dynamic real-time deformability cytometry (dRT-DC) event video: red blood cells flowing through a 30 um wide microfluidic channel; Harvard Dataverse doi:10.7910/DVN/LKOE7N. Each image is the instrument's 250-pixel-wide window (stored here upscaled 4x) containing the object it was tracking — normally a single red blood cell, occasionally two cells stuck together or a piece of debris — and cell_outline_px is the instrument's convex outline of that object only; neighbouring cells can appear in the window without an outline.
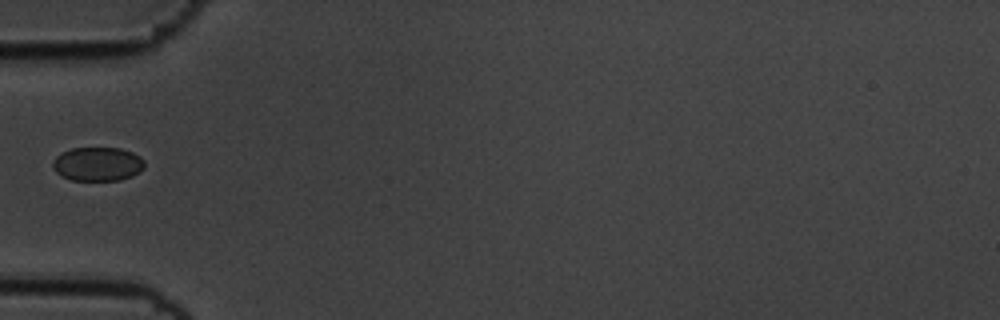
{"species": "common noctule bat (a hibernating species)", "species_latin": "Nyctalus noctula", "temperature_condition": "cold", "stored_images_in_passage": 38, "camera_frame_rate_fps": 3000, "um_per_image_px": 0.085, "animal": {"sex": "male", "body_mass_g": 19.5, "forearm_length_mm": 54.6}, "frame": {"image": 1, "passage_image": 1, "time_ms": 0.0, "image_size_px": [1000, 320], "cell_outline_px": [[144, 168], [132, 176], [120, 180], [72, 180], [56, 172], [52, 168], [52, 160], [60, 152], [72, 148], [120, 148], [132, 152], [140, 156], [144, 160]], "centroid_in_image_um": [8.29, 13.93], "position_along_channel_um": 76.7, "area_um2": 18.21}}
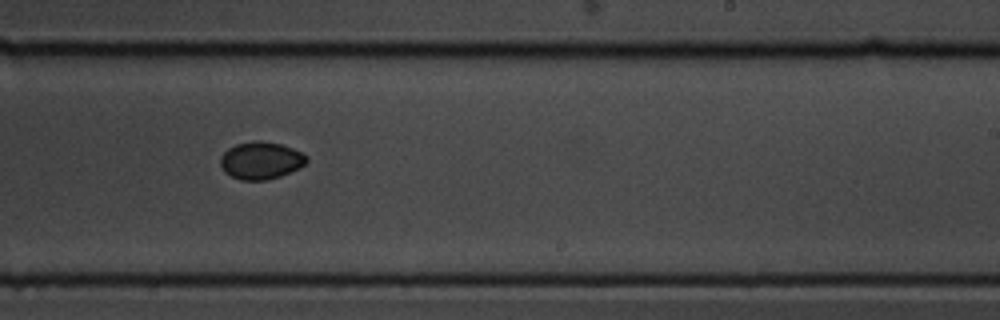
{"frame": {"image": 2, "passage_image": 17, "time_ms": 5.333, "image_size_px": [1000, 320], "cell_outline_px": [[308, 160], [300, 168], [280, 176], [268, 180], [240, 180], [224, 172], [220, 164], [220, 156], [228, 148], [236, 144], [256, 140], [260, 140], [280, 144], [292, 148], [308, 156]], "centroid_in_image_um": [22.17, 13.64], "position_along_channel_um": 266.8, "area_um2": 18.84}}
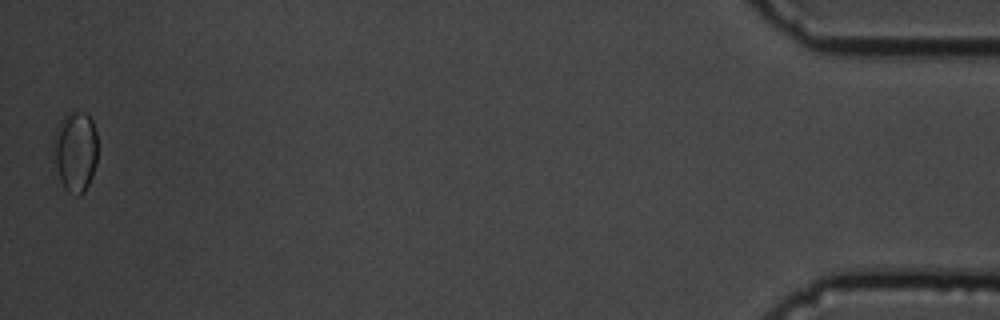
{"frame": {"image": 3, "passage_image": 38, "time_ms": 12.333, "image_size_px": [1000, 320], "cell_outline_px": [[96, 164], [92, 176], [84, 192], [80, 196], [76, 196], [68, 192], [64, 188], [60, 180], [56, 168], [52, 152], [52, 136], [60, 120], [68, 112], [84, 112], [92, 120], [96, 132]], "centroid_in_image_um": [6.37, 12.87], "position_along_channel_um": 428.8, "area_um2": 21.1}}